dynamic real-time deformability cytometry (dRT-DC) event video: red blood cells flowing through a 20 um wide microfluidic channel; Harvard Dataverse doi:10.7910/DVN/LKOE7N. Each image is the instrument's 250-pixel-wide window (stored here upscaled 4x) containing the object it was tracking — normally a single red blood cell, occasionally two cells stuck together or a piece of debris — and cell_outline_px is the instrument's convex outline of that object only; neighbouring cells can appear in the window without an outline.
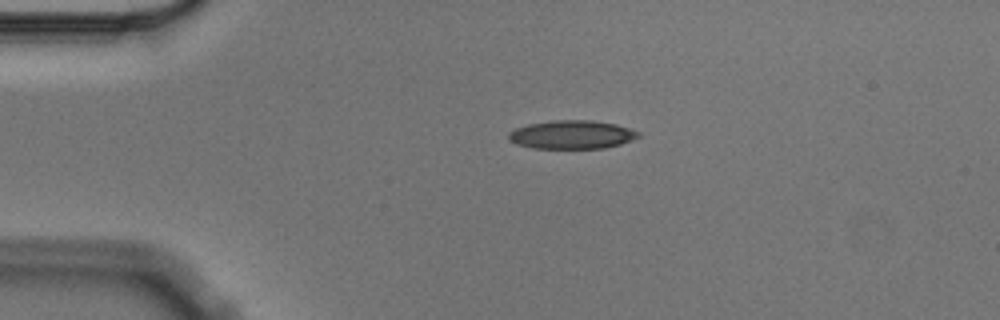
{"species": "Egyptian fruit bat (a non-hibernating species)", "species_latin": "Rousettus aegyptiacus", "temperature_condition": "cold", "stored_images_in_passage": 2, "camera_frame_rate_fps": 3000, "um_per_image_px": 0.085, "animal": {"sex": "male"}, "frame": {"image": 1, "passage_image": 1, "time_ms": 0.0, "image_size_px": [1000, 320], "cell_outline_px": [[640, 136], [620, 144], [604, 148], [532, 148], [516, 144], [508, 140], [508, 132], [516, 128], [528, 124], [552, 120], [592, 120], [616, 124], [640, 132]], "centroid_in_image_um": [48.57, 11.44], "position_along_channel_um": 36.4, "area_um2": 21.56}}